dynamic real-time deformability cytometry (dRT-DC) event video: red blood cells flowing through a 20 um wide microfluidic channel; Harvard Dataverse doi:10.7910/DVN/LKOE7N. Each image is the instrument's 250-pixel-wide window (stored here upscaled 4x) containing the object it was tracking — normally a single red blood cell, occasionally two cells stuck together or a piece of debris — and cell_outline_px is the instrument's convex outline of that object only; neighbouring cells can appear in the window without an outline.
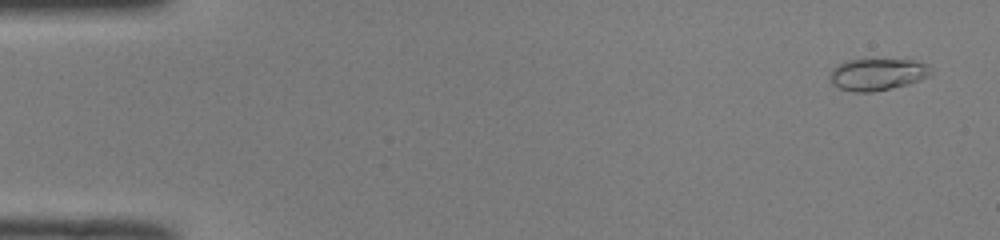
{"species": "common noctule bat (a hibernating species)", "species_latin": "Nyctalus noctula", "temperature_condition": "room temperature", "stored_images_in_passage": 51, "camera_frame_rate_fps": 3000, "um_per_image_px": 0.085, "animal": {"sex": "male", "body_mass_g": 19.0, "forearm_length_mm": 50.8}, "frame": {"image": 1, "passage_image": 3, "time_ms": 0.667, "image_size_px": [1000, 240], "cell_outline_px": [[932, 72], [928, 76], [920, 80], [908, 84], [872, 92], [852, 92], [840, 88], [832, 84], [828, 80], [832, 68], [844, 60], [916, 60], [928, 64]], "centroid_in_image_um": [74.55, 6.32], "position_along_channel_um": 10.5, "area_um2": 18.84}}
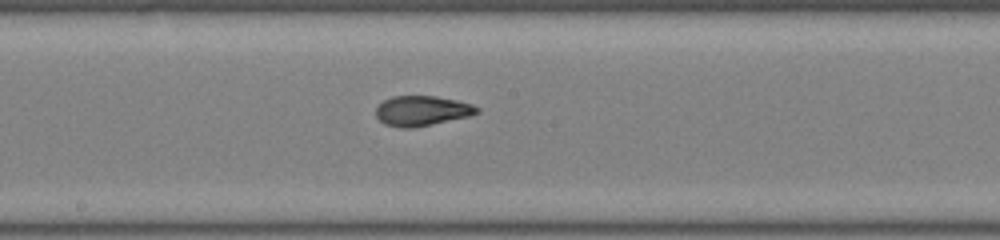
{"frame": {"image": 2, "passage_image": 28, "time_ms": 9.0, "image_size_px": [1000, 240], "cell_outline_px": [[480, 112], [468, 116], [412, 128], [400, 128], [384, 124], [376, 116], [376, 108], [384, 100], [392, 96], [436, 96], [456, 100], [472, 104], [480, 108]], "centroid_in_image_um": [35.85, 9.41], "position_along_channel_um": 212.3, "area_um2": 17.57}}
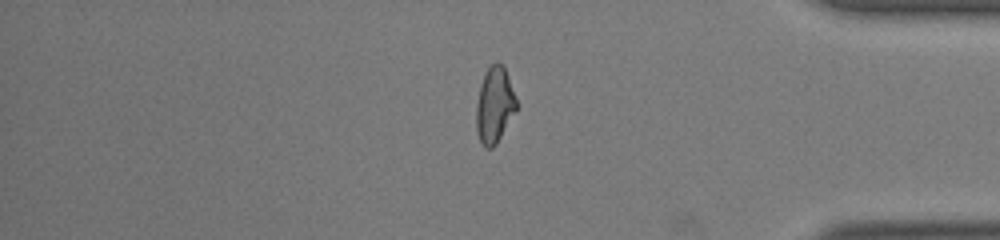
{"frame": {"image": 3, "passage_image": 43, "time_ms": 14.0, "image_size_px": [1000, 240], "cell_outline_px": [[516, 108], [496, 144], [492, 148], [484, 148], [476, 132], [476, 104], [480, 84], [488, 68], [496, 60], [504, 64], [516, 100]], "centroid_in_image_um": [42.01, 8.91], "position_along_channel_um": 393.2, "area_um2": 17.57}, "authors_computed_cell_mechanics": {"area_um2": 17.6868, "velocity_mm_per_s": 4.0824, "shape_relaxation_time_tau1_ms": 11.3201, "shape_relaxation_time_tau2_ms": 1.1103, "deformation_change_tau1": 0.3476, "deformation_change_tau2": 0.0709}}